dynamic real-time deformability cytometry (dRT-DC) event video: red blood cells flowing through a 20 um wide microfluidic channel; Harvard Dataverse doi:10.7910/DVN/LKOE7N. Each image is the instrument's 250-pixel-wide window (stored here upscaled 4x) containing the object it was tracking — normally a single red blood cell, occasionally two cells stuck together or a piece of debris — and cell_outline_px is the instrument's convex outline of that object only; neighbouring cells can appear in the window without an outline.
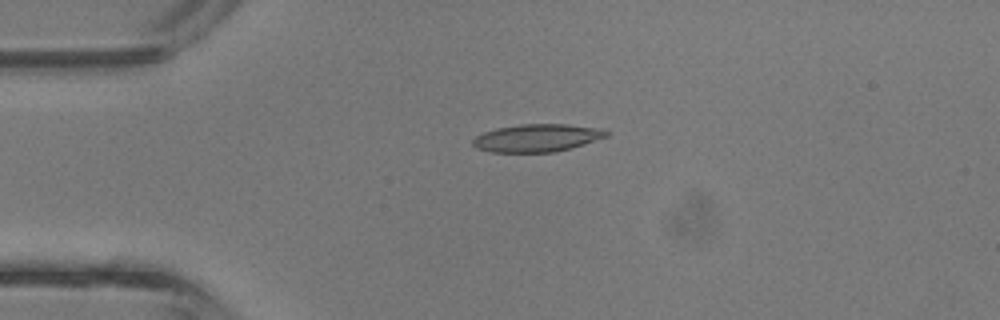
{"species": "common noctule bat (a hibernating species)", "species_latin": "Nyctalus noctula", "temperature_condition": "room temperature", "stored_images_in_passage": 3, "camera_frame_rate_fps": 3000, "um_per_image_px": 0.085, "animal": {"sex": "male", "body_mass_g": 13.3}, "frame": {"image": 1, "passage_image": 1, "time_ms": 0.0, "image_size_px": [1000, 320], "cell_outline_px": [[608, 136], [584, 144], [556, 152], [492, 152], [476, 148], [472, 144], [472, 140], [476, 136], [484, 132], [496, 128], [520, 124], [564, 124], [600, 128], [608, 132]], "centroid_in_image_um": [45.63, 11.72], "position_along_channel_um": 39.4, "area_um2": 21.5}}
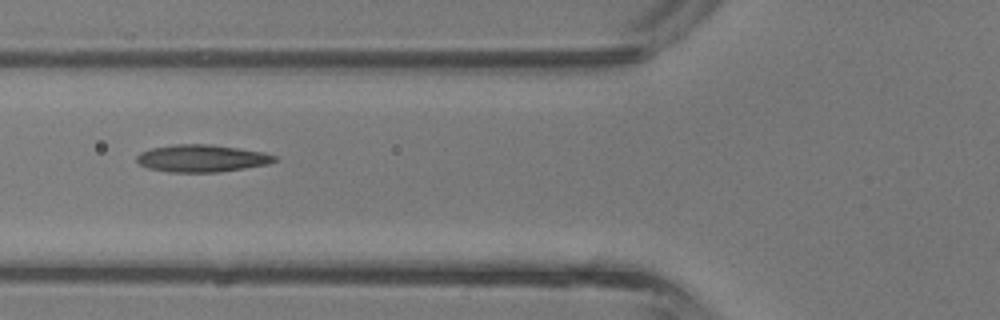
{"frame": {"image": 2, "passage_image": 3, "time_ms": 0.667, "image_size_px": [1000, 320], "cell_outline_px": [[280, 160], [268, 164], [220, 172], [168, 172], [148, 168], [140, 164], [136, 160], [136, 156], [140, 152], [152, 148], [176, 144], [208, 144], [264, 152], [276, 156]], "centroid_in_image_um": [17.16, 13.46], "position_along_channel_um": 108.6, "area_um2": 21.91}}